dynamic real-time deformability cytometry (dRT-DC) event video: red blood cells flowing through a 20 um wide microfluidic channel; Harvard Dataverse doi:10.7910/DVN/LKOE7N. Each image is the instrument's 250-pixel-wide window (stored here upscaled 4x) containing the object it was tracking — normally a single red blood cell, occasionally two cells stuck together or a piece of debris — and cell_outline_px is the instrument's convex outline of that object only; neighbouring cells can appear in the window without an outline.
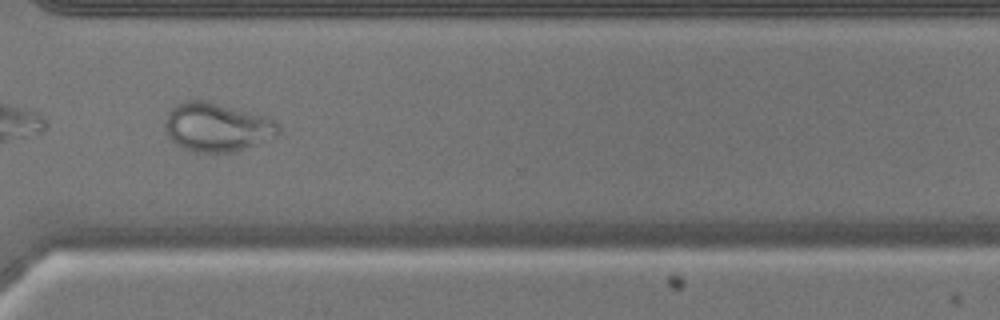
{"species": "common noctule bat (a hibernating species)", "species_latin": "Nyctalus noctula", "temperature_condition": "warm", "stored_images_in_passage": 30, "camera_frame_rate_fps": 3000, "um_per_image_px": 0.085, "animal": {"sex": "male", "body_mass_g": 17.9}, "frame": {"image": 1, "passage_image": 26, "time_ms": 8.333, "image_size_px": [1000, 320], "cell_outline_px": [[280, 132], [276, 136], [232, 152], [188, 152], [176, 144], [168, 136], [164, 124], [164, 120], [168, 112], [176, 104], [184, 100], [204, 100], [264, 116], [280, 124]], "centroid_in_image_um": [18.39, 10.81], "position_along_channel_um": 352.2, "area_um2": 32.02}}